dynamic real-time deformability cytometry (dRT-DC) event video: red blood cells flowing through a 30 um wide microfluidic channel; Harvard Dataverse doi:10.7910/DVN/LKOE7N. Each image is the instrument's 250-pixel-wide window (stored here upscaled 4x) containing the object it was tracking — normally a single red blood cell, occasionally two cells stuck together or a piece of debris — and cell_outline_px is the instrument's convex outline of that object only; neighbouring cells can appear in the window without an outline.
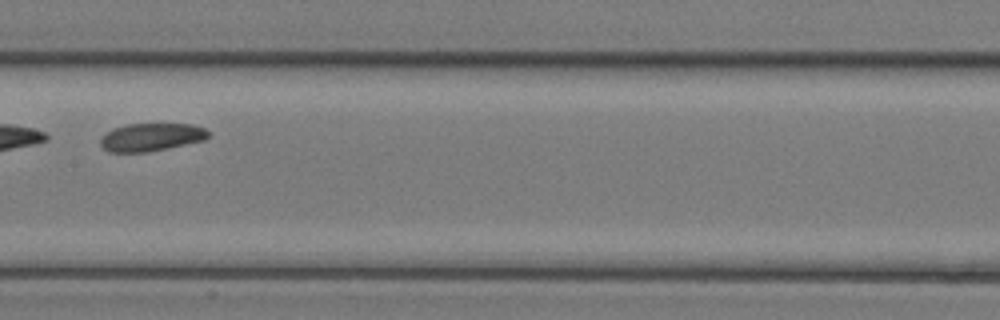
{"species": "common noctule bat (a hibernating species)", "species_latin": "Nyctalus noctula", "temperature_condition": "room temperature", "stored_images_in_passage": 28, "segment_of_instrument_passage": [2, 2], "camera_frame_rate_fps": 3000, "um_per_image_px": 0.085, "animal": {"sex": "female", "body_mass_g": 17.0, "forearm_length_mm": 48.0}, "frame": {"image": 1, "passage_image": 19, "time_ms": 6.0, "image_size_px": [1000, 320], "cell_outline_px": [[208, 136], [204, 140], [148, 152], [108, 152], [100, 144], [100, 140], [112, 128], [128, 124], [192, 124], [204, 128], [208, 132]], "centroid_in_image_um": [12.84, 11.65], "position_along_channel_um": 194.6, "area_um2": 17.34}}